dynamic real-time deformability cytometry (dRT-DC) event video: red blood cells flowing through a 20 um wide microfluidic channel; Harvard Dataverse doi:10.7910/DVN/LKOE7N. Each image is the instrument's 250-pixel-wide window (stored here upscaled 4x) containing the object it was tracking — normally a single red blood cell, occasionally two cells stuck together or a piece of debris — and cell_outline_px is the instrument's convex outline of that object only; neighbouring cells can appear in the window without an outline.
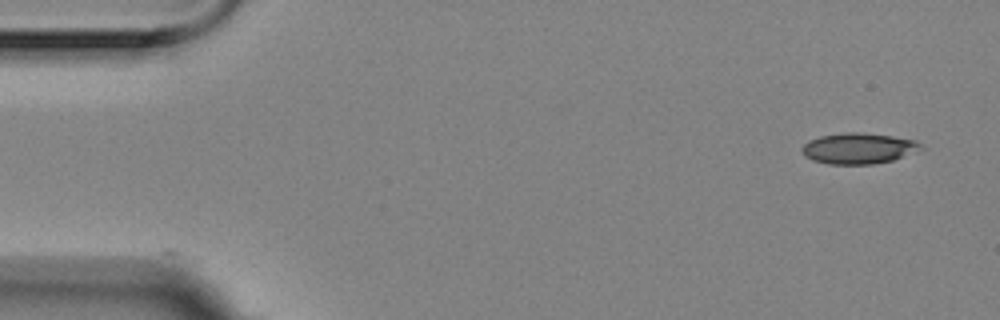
{"species": "Egyptian fruit bat (a non-hibernating species)", "species_latin": "Rousettus aegyptiacus", "temperature_condition": "room temperature", "stored_images_in_passage": 53, "camera_frame_rate_fps": 3000, "um_per_image_px": 0.085, "animal": {"sex": "female"}, "frame": {"image": 1, "passage_image": 1, "time_ms": 0.0, "image_size_px": [1000, 320], "cell_outline_px": [[924, 148], [892, 160], [872, 164], [828, 164], [812, 160], [804, 156], [800, 152], [800, 148], [808, 140], [820, 136], [848, 132], [860, 132], [892, 136], [916, 140]], "centroid_in_image_um": [72.91, 12.61], "position_along_channel_um": 12.1, "area_um2": 21.39}}
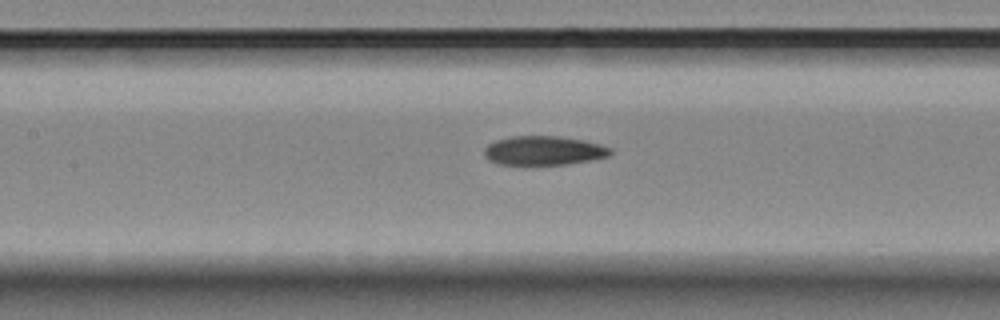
{"frame": {"image": 2, "passage_image": 23, "time_ms": 7.333, "image_size_px": [1000, 320], "cell_outline_px": [[612, 152], [608, 156], [568, 164], [500, 164], [488, 160], [484, 156], [484, 148], [488, 144], [496, 140], [512, 136], [556, 136], [584, 140], [600, 144], [612, 148]], "centroid_in_image_um": [46.2, 12.79], "position_along_channel_um": 161.2, "area_um2": 21.27}}
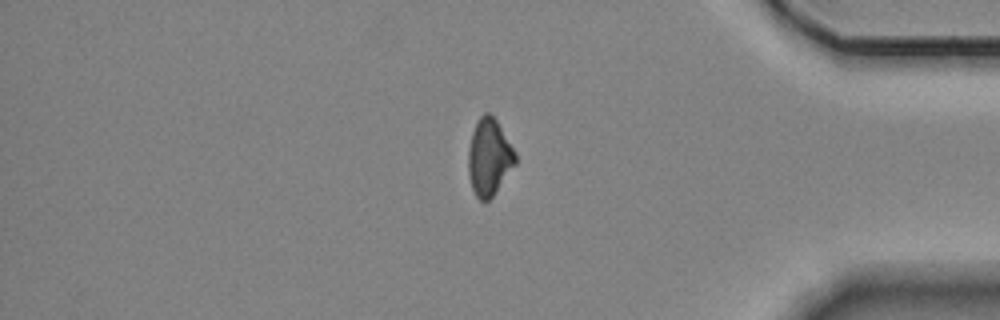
{"frame": {"image": 3, "passage_image": 45, "time_ms": 14.667, "image_size_px": [1000, 320], "cell_outline_px": [[516, 164], [492, 196], [484, 204], [476, 196], [472, 188], [468, 172], [468, 148], [472, 132], [476, 120], [484, 112], [488, 112], [496, 120], [516, 152]], "centroid_in_image_um": [41.56, 13.36], "position_along_channel_um": 393.6, "area_um2": 21.1}, "authors_computed_cell_mechanics": {"area_um2": 21.675, "velocity_mm_per_s": 3.5375, "shape_relaxation_time_tau1_ms": null, "shape_relaxation_time_tau2_ms": 7.4243, "deformation_change_tau1": null, "deformation_change_tau2": 0.1456}}